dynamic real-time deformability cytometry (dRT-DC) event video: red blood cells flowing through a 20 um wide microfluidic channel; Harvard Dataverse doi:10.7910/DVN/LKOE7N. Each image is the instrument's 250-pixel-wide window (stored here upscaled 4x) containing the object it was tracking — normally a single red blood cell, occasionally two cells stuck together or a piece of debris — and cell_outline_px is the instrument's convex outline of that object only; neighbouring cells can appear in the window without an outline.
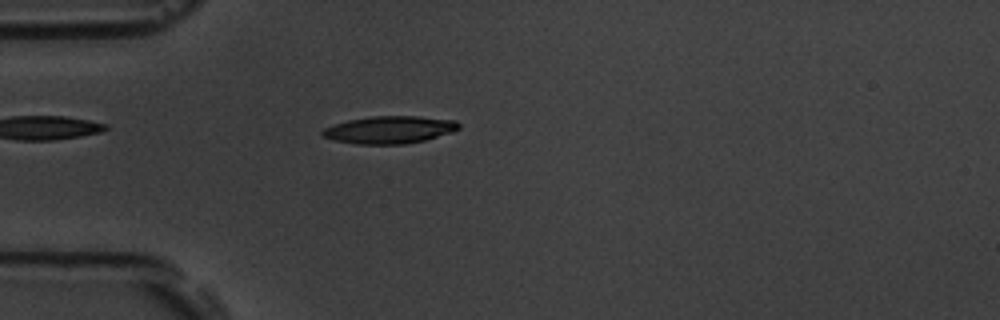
{"species": "common noctule bat (a hibernating species)", "species_latin": "Nyctalus noctula", "temperature_condition": "room temperature", "stored_images_in_passage": 49, "camera_frame_rate_fps": 3000, "um_per_image_px": 0.085, "animal": {"sex": "male", "body_mass_g": 19.5, "forearm_length_mm": 54.6}, "frame": {"image": 1, "passage_image": 10, "time_ms": 3.0, "image_size_px": [1000, 320], "cell_outline_px": [[460, 128], [452, 132], [424, 140], [404, 144], [356, 144], [336, 140], [320, 136], [320, 132], [324, 128], [348, 120], [372, 116], [420, 116], [456, 120], [460, 124]], "centroid_in_image_um": [33.12, 11.02], "position_along_channel_um": 51.9, "area_um2": 21.79}}
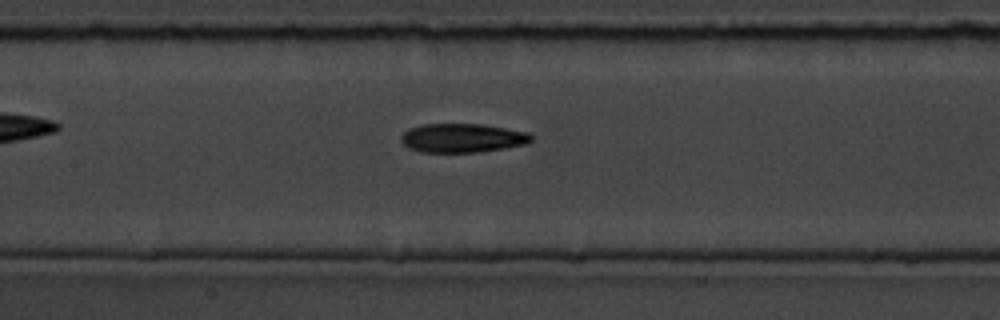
{"frame": {"image": 2, "passage_image": 20, "time_ms": 6.333, "image_size_px": [1000, 320], "cell_outline_px": [[532, 140], [524, 144], [504, 148], [476, 152], [420, 152], [408, 148], [400, 140], [400, 136], [408, 128], [420, 124], [484, 124], [528, 132], [532, 136]], "centroid_in_image_um": [39.25, 11.72], "position_along_channel_um": 168.1, "area_um2": 22.02}}
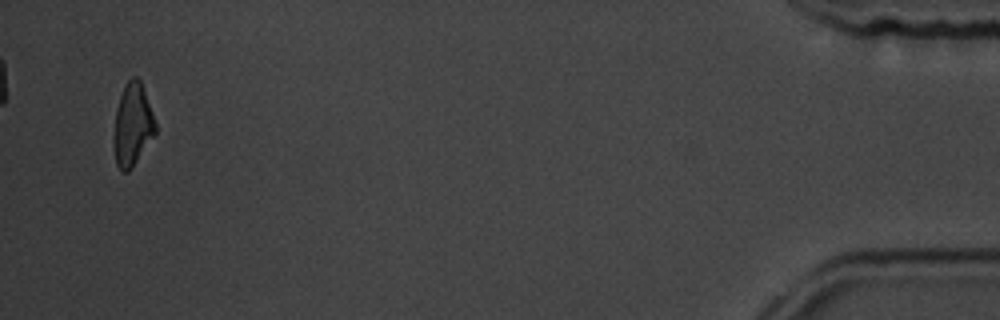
{"frame": {"image": 3, "passage_image": 47, "time_ms": 15.333, "image_size_px": [1000, 320], "cell_outline_px": [[156, 132], [132, 168], [128, 172], [124, 172], [116, 164], [112, 140], [116, 108], [120, 96], [128, 80], [132, 76], [136, 76], [140, 80], [152, 112], [156, 124]], "centroid_in_image_um": [11.24, 10.63], "position_along_channel_um": 424.0, "area_um2": 19.94}, "authors_computed_cell_mechanics": {"area_um2": 21.1548, "velocity_mm_per_s": 3.7907, "shape_relaxation_time_tau1_ms": 4.5154, "shape_relaxation_time_tau2_ms": 6.5369, "deformation_change_tau1": 0.1417, "deformation_change_tau2": 0.1688}}